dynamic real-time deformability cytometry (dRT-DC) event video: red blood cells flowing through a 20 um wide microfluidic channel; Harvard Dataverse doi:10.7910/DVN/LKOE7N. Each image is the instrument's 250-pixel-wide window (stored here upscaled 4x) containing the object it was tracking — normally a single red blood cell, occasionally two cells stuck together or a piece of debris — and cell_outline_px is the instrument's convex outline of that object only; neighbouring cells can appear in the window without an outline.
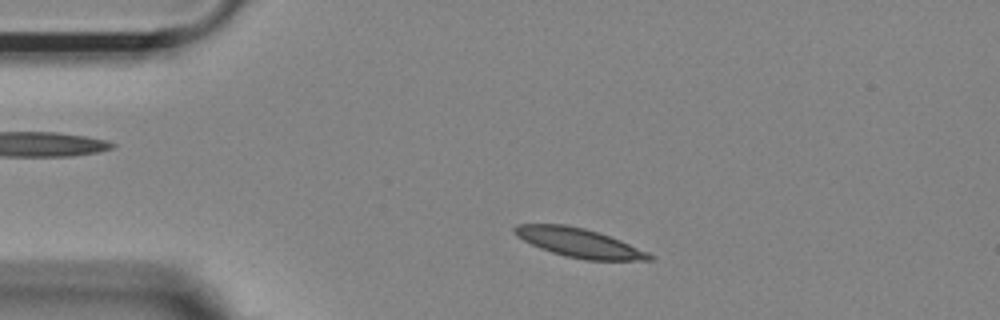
{"species": "Egyptian fruit bat (a non-hibernating species)", "species_latin": "Rousettus aegyptiacus", "temperature_condition": "room temperature", "stored_images_in_passage": 15, "camera_frame_rate_fps": 3000, "um_per_image_px": 0.085, "animal": {"sex": "female"}, "frame": {"image": 1, "passage_image": 3, "time_ms": 0.667, "image_size_px": [1000, 320], "cell_outline_px": [[656, 256], [652, 260], [584, 260], [564, 256], [540, 248], [516, 236], [512, 232], [512, 228], [516, 224], [564, 224], [584, 228], [620, 240], [648, 252]], "centroid_in_image_um": [49.2, 20.64], "position_along_channel_um": 35.8, "area_um2": 22.72}}
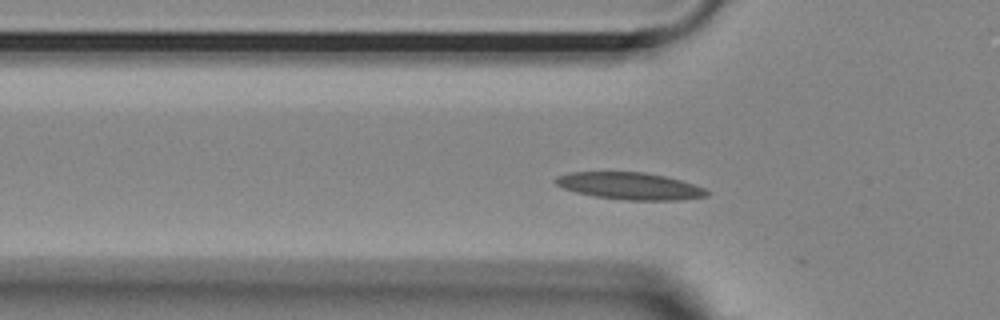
{"frame": {"image": 2, "passage_image": 9, "time_ms": 2.667, "image_size_px": [1000, 320], "cell_outline_px": [[708, 196], [680, 200], [628, 200], [596, 196], [576, 192], [564, 188], [556, 184], [552, 180], [556, 176], [572, 172], [644, 172], [664, 176], [680, 180], [704, 188], [708, 192]], "centroid_in_image_um": [53.52, 15.8], "position_along_channel_um": 72.3, "area_um2": 23.64}}
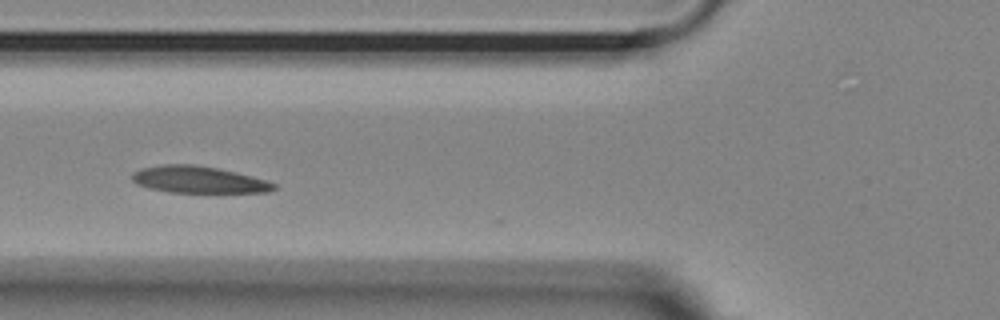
{"frame": {"image": 3, "passage_image": 12, "time_ms": 3.667, "image_size_px": [1000, 320], "cell_outline_px": [[276, 188], [268, 192], [168, 192], [148, 188], [136, 184], [132, 180], [132, 172], [140, 168], [164, 164], [192, 164], [216, 168], [236, 172], [252, 176], [276, 184]], "centroid_in_image_um": [16.82, 15.27], "position_along_channel_um": 109.0, "area_um2": 22.08}}